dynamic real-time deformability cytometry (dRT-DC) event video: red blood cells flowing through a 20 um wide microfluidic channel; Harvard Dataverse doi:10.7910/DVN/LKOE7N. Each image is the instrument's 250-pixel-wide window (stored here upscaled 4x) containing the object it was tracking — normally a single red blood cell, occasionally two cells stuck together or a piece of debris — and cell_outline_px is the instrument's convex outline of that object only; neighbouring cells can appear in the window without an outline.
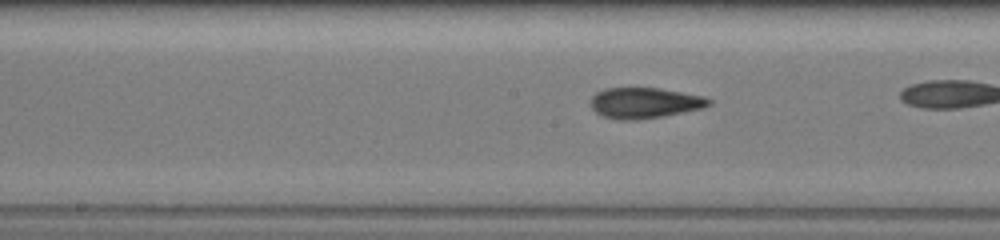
{"species": "common noctule bat (a hibernating species)", "species_latin": "Nyctalus noctula", "temperature_condition": "warm", "stored_images_in_passage": 21, "camera_frame_rate_fps": 3000, "um_per_image_px": 0.085, "animal": {"sex": "female", "body_mass_g": 19.5, "forearm_length_mm": 54.1}, "frame": {"image": 1, "passage_image": 10, "time_ms": 4.0, "image_size_px": [1000, 240], "cell_outline_px": [[712, 104], [704, 108], [664, 116], [636, 120], [620, 120], [600, 116], [592, 108], [592, 96], [596, 92], [604, 88], [660, 88], [704, 96], [712, 100]], "centroid_in_image_um": [54.81, 8.75], "position_along_channel_um": 193.4, "area_um2": 21.33}}